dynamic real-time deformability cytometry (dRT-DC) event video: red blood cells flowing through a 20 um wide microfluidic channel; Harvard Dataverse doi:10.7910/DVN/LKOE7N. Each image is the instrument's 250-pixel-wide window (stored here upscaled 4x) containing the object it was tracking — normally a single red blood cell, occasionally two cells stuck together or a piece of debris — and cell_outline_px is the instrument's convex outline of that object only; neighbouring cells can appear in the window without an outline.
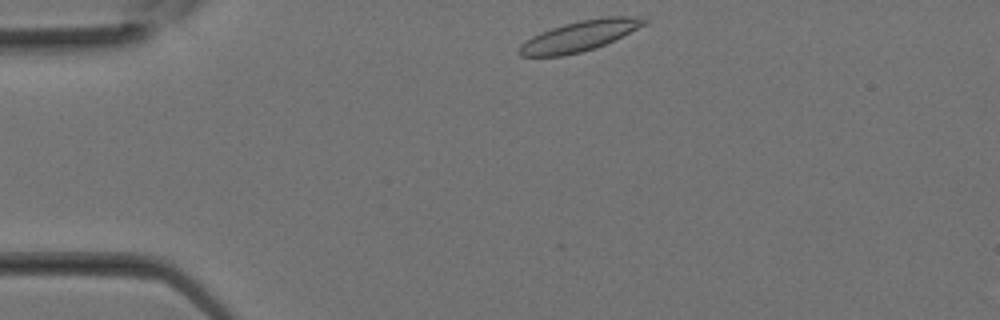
{"species": "Egyptian fruit bat (a non-hibernating species)", "species_latin": "Rousettus aegyptiacus", "temperature_condition": "room temperature", "stored_images_in_passage": 11, "camera_frame_rate_fps": 3000, "um_per_image_px": 0.085, "animal": {"sex": "female"}, "frame": {"image": 1, "passage_image": 1, "time_ms": 0.0, "image_size_px": [1000, 320], "cell_outline_px": [[648, 24], [604, 44], [580, 52], [564, 56], [520, 56], [516, 52], [520, 44], [532, 36], [540, 32], [564, 24], [580, 20], [604, 16], [636, 16], [648, 20]], "centroid_in_image_um": [49.25, 3.05], "position_along_channel_um": 35.8, "area_um2": 22.14}}
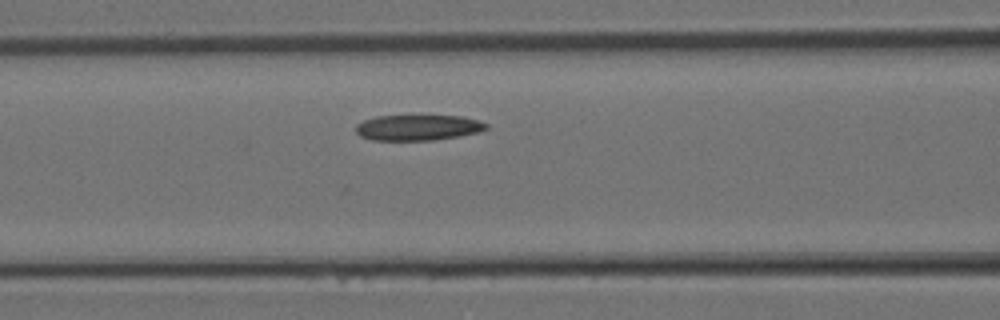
{"frame": {"image": 2, "passage_image": 7, "time_ms": 2.0, "image_size_px": [1000, 320], "cell_outline_px": [[488, 128], [480, 132], [436, 140], [372, 140], [360, 136], [356, 132], [356, 124], [364, 120], [376, 116], [460, 116], [476, 120], [488, 124]], "centroid_in_image_um": [35.51, 10.85], "position_along_channel_um": 131.1, "area_um2": 19.42}}
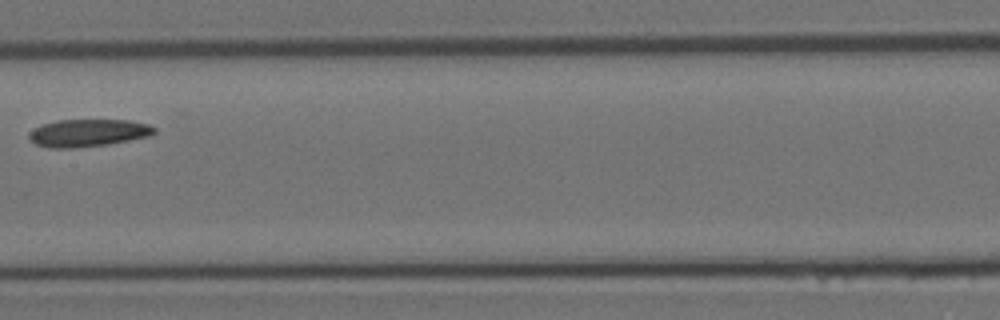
{"frame": {"image": 3, "passage_image": 10, "time_ms": 3.0, "image_size_px": [1000, 320], "cell_outline_px": [[156, 132], [152, 136], [108, 144], [72, 148], [48, 148], [36, 144], [28, 140], [28, 132], [32, 128], [40, 124], [56, 120], [128, 120], [148, 124], [156, 128]], "centroid_in_image_um": [7.44, 11.29], "position_along_channel_um": 200.0, "area_um2": 20.4}}